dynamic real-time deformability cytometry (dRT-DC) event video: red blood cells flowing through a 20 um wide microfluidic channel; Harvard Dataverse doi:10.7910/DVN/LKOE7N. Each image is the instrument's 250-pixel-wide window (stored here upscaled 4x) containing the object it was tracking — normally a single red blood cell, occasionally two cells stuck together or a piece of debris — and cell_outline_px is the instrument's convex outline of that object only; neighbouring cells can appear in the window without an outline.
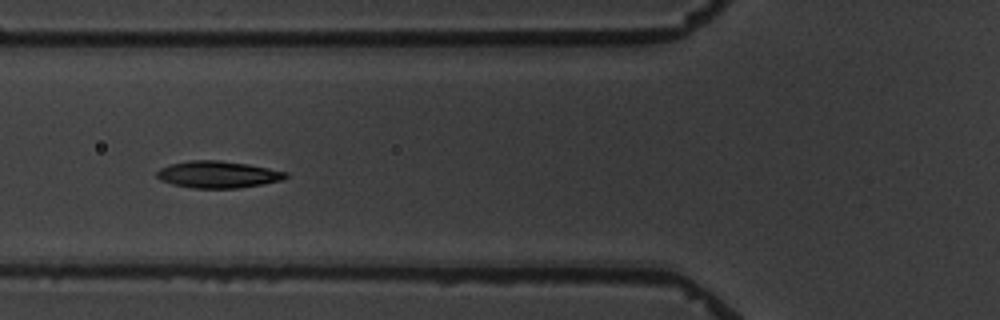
{"species": "common noctule bat (a hibernating species)", "species_latin": "Nyctalus noctula", "temperature_condition": "warm", "stored_images_in_passage": 9, "camera_frame_rate_fps": 3000, "um_per_image_px": 0.085, "animal": {"sex": "male", "body_mass_g": 19.5, "forearm_length_mm": 54.6}, "frame": {"image": 1, "passage_image": 7, "time_ms": 7.0, "image_size_px": [1000, 320], "cell_outline_px": [[288, 176], [280, 180], [240, 188], [192, 188], [172, 184], [160, 180], [156, 176], [156, 172], [160, 168], [168, 164], [188, 160], [216, 160], [248, 164], [288, 172]], "centroid_in_image_um": [18.47, 14.82], "position_along_channel_um": 107.3, "area_um2": 20.17}}
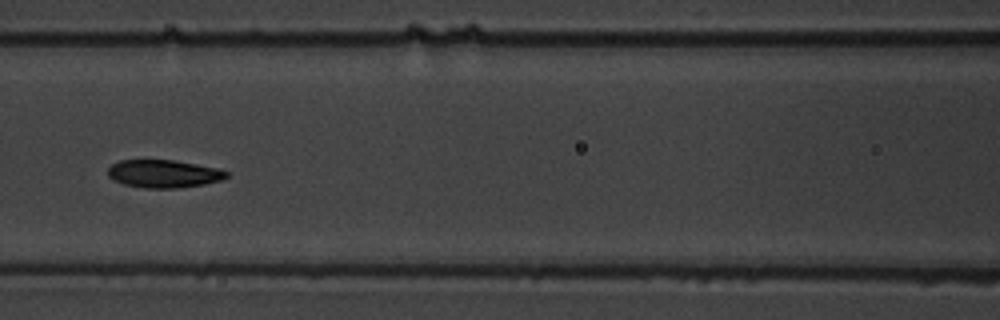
{"frame": {"image": 2, "passage_image": 8, "time_ms": 8.333, "image_size_px": [1000, 320], "cell_outline_px": [[228, 176], [220, 180], [204, 184], [176, 188], [144, 188], [124, 184], [112, 180], [108, 176], [108, 168], [112, 164], [120, 160], [172, 160], [196, 164], [216, 168], [228, 172]], "centroid_in_image_um": [13.87, 14.77], "position_along_channel_um": 152.7, "area_um2": 19.13}}
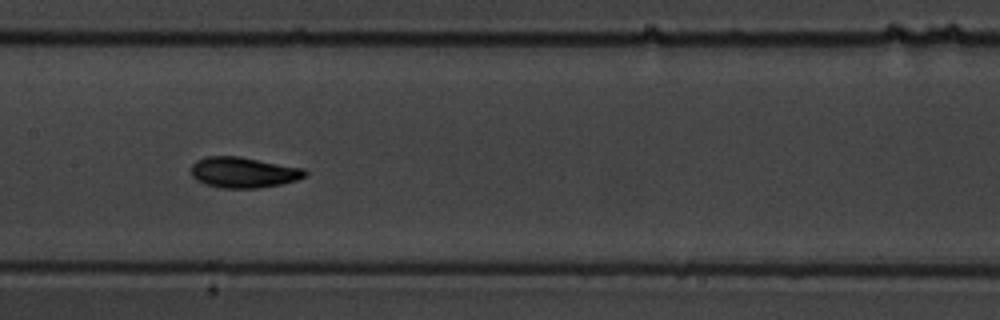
{"frame": {"image": 3, "passage_image": 9, "time_ms": 9.333, "image_size_px": [1000, 320], "cell_outline_px": [[308, 176], [296, 180], [280, 184], [256, 188], [220, 188], [204, 184], [196, 180], [192, 176], [192, 164], [196, 160], [204, 156], [240, 156], [304, 168], [308, 172]], "centroid_in_image_um": [20.69, 14.65], "position_along_channel_um": 186.7, "area_um2": 20.58}}